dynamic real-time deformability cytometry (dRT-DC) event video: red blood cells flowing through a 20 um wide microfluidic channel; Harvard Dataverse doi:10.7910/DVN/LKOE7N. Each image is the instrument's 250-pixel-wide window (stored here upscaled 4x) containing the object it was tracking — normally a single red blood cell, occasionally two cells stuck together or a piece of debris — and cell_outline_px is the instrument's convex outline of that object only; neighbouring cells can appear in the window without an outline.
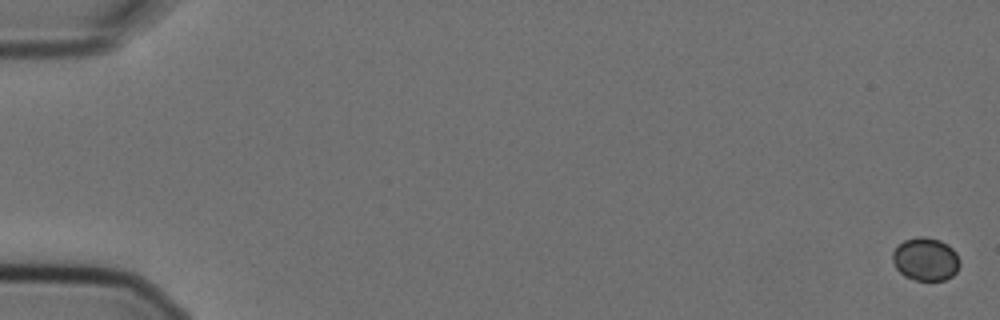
{"species": "Egyptian fruit bat (a non-hibernating species)", "species_latin": "Rousettus aegyptiacus", "temperature_condition": "cold", "stored_images_in_passage": 7, "camera_frame_rate_fps": 3000, "um_per_image_px": 0.085, "animal": {"sex": "female"}, "frame": {"image": 1, "passage_image": 1, "time_ms": 0.0, "image_size_px": [1000, 320], "cell_outline_px": [[960, 264], [956, 272], [952, 276], [944, 280], [916, 280], [904, 276], [896, 268], [892, 260], [892, 252], [904, 240], [920, 236], [924, 236], [940, 240], [948, 244], [956, 252], [960, 260]], "centroid_in_image_um": [78.69, 22.02], "position_along_channel_um": 6.3, "area_um2": 16.94}}